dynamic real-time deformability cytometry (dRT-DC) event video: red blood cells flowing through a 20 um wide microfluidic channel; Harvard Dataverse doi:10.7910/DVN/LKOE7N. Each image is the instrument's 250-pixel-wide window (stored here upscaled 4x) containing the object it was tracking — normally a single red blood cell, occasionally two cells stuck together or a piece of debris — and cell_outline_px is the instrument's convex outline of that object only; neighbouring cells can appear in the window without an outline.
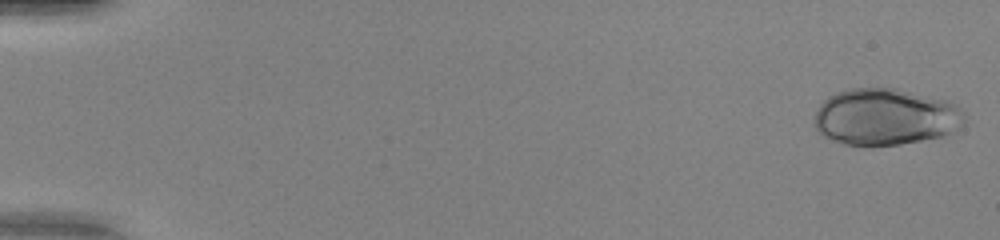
{"species": "human", "species_latin": "Homo sapiens", "temperature_condition": "warm", "stored_images_in_passage": 49, "camera_frame_rate_fps": 3000, "um_per_image_px": 0.085, "donor": {"sex": "female"}, "frame": {"image": 1, "passage_image": 1, "time_ms": 0.0, "image_size_px": [1000, 240], "cell_outline_px": [[964, 124], [956, 132], [944, 136], [900, 144], [872, 148], [864, 148], [844, 144], [824, 136], [816, 128], [816, 112], [820, 104], [828, 96], [836, 92], [848, 88], [896, 88], [948, 100], [956, 104], [964, 112]], "centroid_in_image_um": [75.3, 9.96], "position_along_channel_um": 9.7, "area_um2": 50.46}}
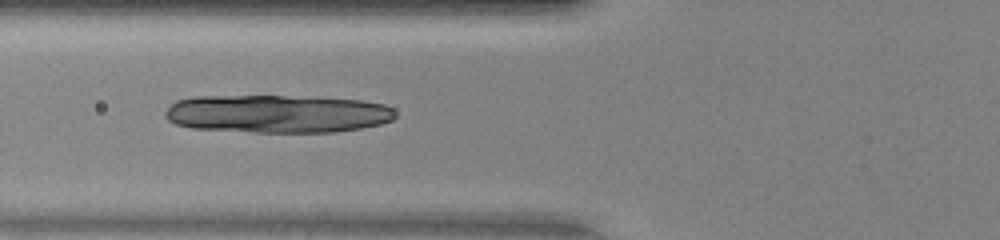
{"frame": {"image": 2, "passage_image": 20, "time_ms": 6.333, "image_size_px": [1000, 240], "cell_outline_px": [[396, 116], [392, 120], [380, 124], [360, 128], [336, 132], [256, 132], [192, 128], [176, 124], [168, 120], [164, 116], [164, 112], [176, 100], [192, 96], [316, 96], [360, 100], [384, 104], [392, 108], [396, 112]], "centroid_in_image_um": [23.58, 9.66], "position_along_channel_um": 102.2, "area_um2": 51.5}}
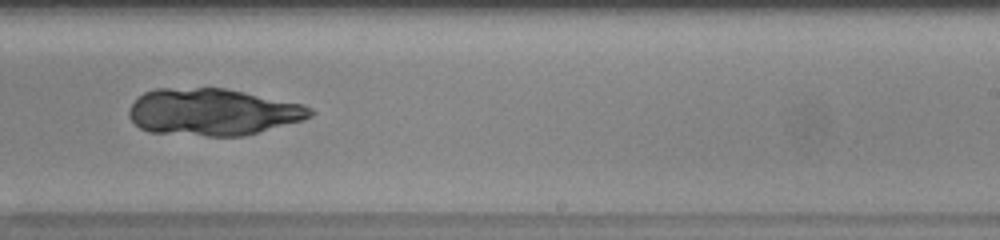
{"frame": {"image": 3, "passage_image": 32, "time_ms": 10.333, "image_size_px": [1000, 240], "cell_outline_px": [[316, 112], [312, 116], [304, 120], [244, 136], [208, 136], [148, 132], [140, 128], [128, 116], [128, 108], [144, 92], [156, 88], [224, 88], [304, 104], [312, 108]], "centroid_in_image_um": [18.1, 9.52], "position_along_channel_um": 270.9, "area_um2": 49.77}, "authors_computed_cell_mechanics": {"area_um2": 49.1878, "velocity_mm_per_s": 4.223, "shape_relaxation_time_tau1_ms": 8.8336, "shape_relaxation_time_tau2_ms": 1.9473, "deformation_change_tau1": 0.3962, "deformation_change_tau2": 0.0642}}